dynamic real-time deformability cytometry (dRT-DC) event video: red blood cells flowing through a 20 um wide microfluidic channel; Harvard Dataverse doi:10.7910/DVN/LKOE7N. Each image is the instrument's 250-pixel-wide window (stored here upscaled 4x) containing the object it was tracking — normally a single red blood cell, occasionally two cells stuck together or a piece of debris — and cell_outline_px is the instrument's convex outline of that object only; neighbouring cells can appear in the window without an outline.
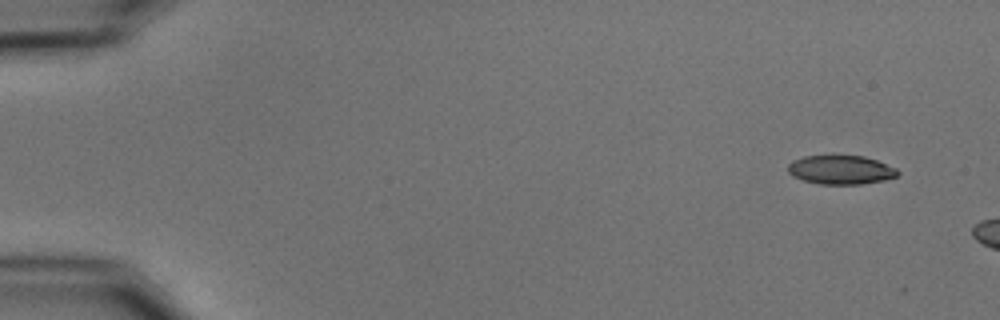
{"species": "common noctule bat (a hibernating species)", "species_latin": "Nyctalus noctula", "temperature_condition": "cold", "stored_images_in_passage": 8, "camera_frame_rate_fps": 3000, "um_per_image_px": 0.085, "animal": {"sex": "male", "body_mass_g": 15.6}, "frame": {"image": 1, "passage_image": 1, "time_ms": 0.0, "image_size_px": [1000, 320], "cell_outline_px": [[900, 172], [896, 176], [884, 180], [860, 184], [820, 184], [804, 180], [792, 176], [788, 172], [788, 164], [792, 160], [804, 156], [832, 152], [864, 156], [876, 160], [896, 168]], "centroid_in_image_um": [71.42, 14.38], "position_along_channel_um": 13.6, "area_um2": 19.25}}